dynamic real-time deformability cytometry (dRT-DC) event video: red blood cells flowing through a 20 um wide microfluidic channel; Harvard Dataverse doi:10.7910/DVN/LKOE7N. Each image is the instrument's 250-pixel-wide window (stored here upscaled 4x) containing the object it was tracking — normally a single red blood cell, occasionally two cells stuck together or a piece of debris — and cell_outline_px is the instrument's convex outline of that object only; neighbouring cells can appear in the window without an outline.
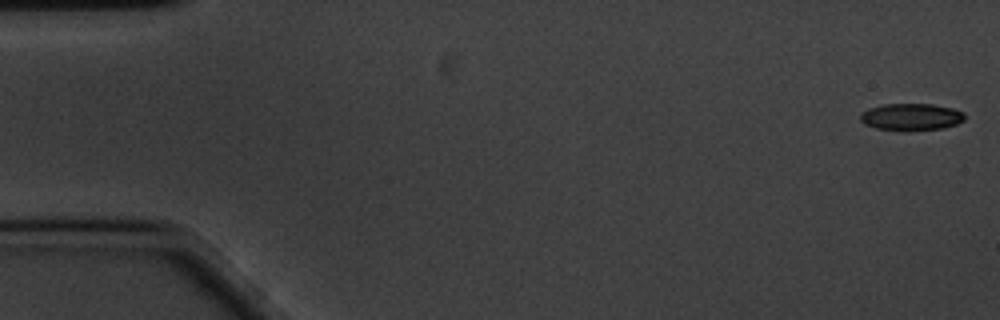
{"species": "common noctule bat (a hibernating species)", "species_latin": "Nyctalus noctula", "temperature_condition": "cold", "stored_images_in_passage": 59, "camera_frame_rate_fps": 3000, "um_per_image_px": 0.085, "animal": {"sex": "male", "body_mass_g": 20.1, "forearm_length_mm": 53.5}, "frame": {"image": 1, "passage_image": 1, "time_ms": 0.0, "image_size_px": [1000, 320], "cell_outline_px": [[964, 120], [956, 124], [940, 128], [876, 128], [864, 124], [860, 120], [860, 112], [868, 108], [884, 104], [932, 104], [952, 108], [964, 112]], "centroid_in_image_um": [77.43, 9.88], "position_along_channel_um": 7.6, "area_um2": 15.72}}
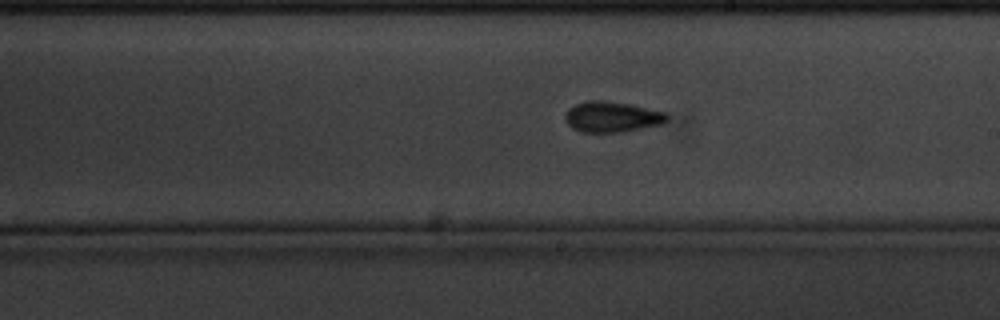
{"frame": {"image": 2, "passage_image": 33, "time_ms": 10.667, "image_size_px": [1000, 320], "cell_outline_px": [[668, 120], [664, 124], [620, 132], [580, 132], [572, 128], [564, 120], [564, 116], [568, 108], [576, 104], [588, 100], [604, 100], [628, 104], [668, 112]], "centroid_in_image_um": [52.02, 9.93], "position_along_channel_um": 237.0, "area_um2": 18.38}}
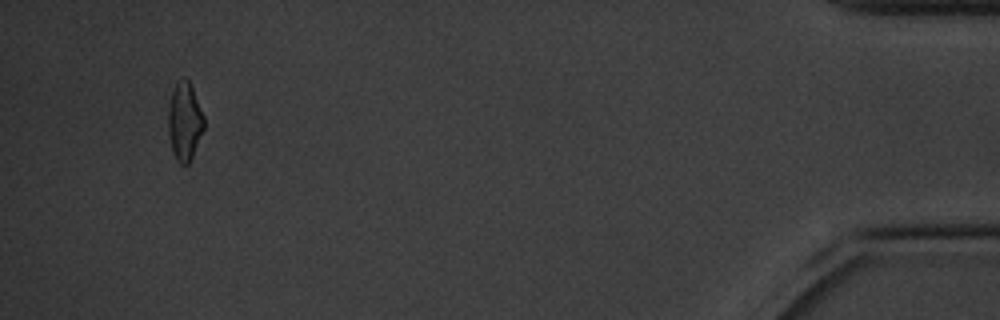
{"frame": {"image": 3, "passage_image": 56, "time_ms": 18.333, "image_size_px": [1000, 320], "cell_outline_px": [[204, 128], [192, 156], [188, 164], [180, 164], [176, 160], [172, 148], [168, 132], [168, 112], [172, 92], [176, 84], [184, 76], [188, 80], [192, 88], [204, 116]], "centroid_in_image_um": [15.69, 10.33], "position_along_channel_um": 419.5, "area_um2": 15.95}, "authors_computed_cell_mechanics": {"area_um2": 16.6464, "velocity_mm_per_s": 3.3708, "shape_relaxation_time_tau1_ms": 2.8767, "shape_relaxation_time_tau2_ms": null, "deformation_change_tau1": 0.1125, "deformation_change_tau2": null}}